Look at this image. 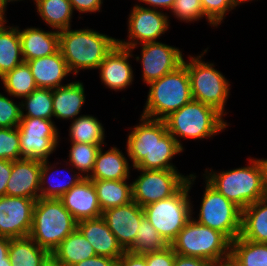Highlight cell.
Wrapping results in <instances>:
<instances>
[{"mask_svg":"<svg viewBox=\"0 0 267 266\" xmlns=\"http://www.w3.org/2000/svg\"><path fill=\"white\" fill-rule=\"evenodd\" d=\"M73 11H78L80 15H83L81 13L87 14V13H96L101 12L102 4L104 0H69Z\"/></svg>","mask_w":267,"mask_h":266,"instance_id":"44","label":"cell"},{"mask_svg":"<svg viewBox=\"0 0 267 266\" xmlns=\"http://www.w3.org/2000/svg\"><path fill=\"white\" fill-rule=\"evenodd\" d=\"M170 246L178 255L202 258L214 266L231 254V241L224 234L198 223L192 217Z\"/></svg>","mask_w":267,"mask_h":266,"instance_id":"7","label":"cell"},{"mask_svg":"<svg viewBox=\"0 0 267 266\" xmlns=\"http://www.w3.org/2000/svg\"><path fill=\"white\" fill-rule=\"evenodd\" d=\"M5 92L12 96L13 99H20L28 96L36 88V84L27 62H22L13 70L8 71L0 77Z\"/></svg>","mask_w":267,"mask_h":266,"instance_id":"34","label":"cell"},{"mask_svg":"<svg viewBox=\"0 0 267 266\" xmlns=\"http://www.w3.org/2000/svg\"><path fill=\"white\" fill-rule=\"evenodd\" d=\"M0 159L20 160V137L18 127L0 128Z\"/></svg>","mask_w":267,"mask_h":266,"instance_id":"41","label":"cell"},{"mask_svg":"<svg viewBox=\"0 0 267 266\" xmlns=\"http://www.w3.org/2000/svg\"><path fill=\"white\" fill-rule=\"evenodd\" d=\"M12 171V161L0 159V197L6 195L7 183Z\"/></svg>","mask_w":267,"mask_h":266,"instance_id":"45","label":"cell"},{"mask_svg":"<svg viewBox=\"0 0 267 266\" xmlns=\"http://www.w3.org/2000/svg\"><path fill=\"white\" fill-rule=\"evenodd\" d=\"M173 266H214V265L202 258L186 257L176 254Z\"/></svg>","mask_w":267,"mask_h":266,"instance_id":"48","label":"cell"},{"mask_svg":"<svg viewBox=\"0 0 267 266\" xmlns=\"http://www.w3.org/2000/svg\"><path fill=\"white\" fill-rule=\"evenodd\" d=\"M117 266H147V263L142 254H134L125 251L118 259Z\"/></svg>","mask_w":267,"mask_h":266,"instance_id":"46","label":"cell"},{"mask_svg":"<svg viewBox=\"0 0 267 266\" xmlns=\"http://www.w3.org/2000/svg\"><path fill=\"white\" fill-rule=\"evenodd\" d=\"M9 246L10 239L6 237H0V266H11L8 256Z\"/></svg>","mask_w":267,"mask_h":266,"instance_id":"50","label":"cell"},{"mask_svg":"<svg viewBox=\"0 0 267 266\" xmlns=\"http://www.w3.org/2000/svg\"><path fill=\"white\" fill-rule=\"evenodd\" d=\"M141 50L140 55L133 57L142 66V81L149 84L162 76L175 71L182 65L184 54L178 47L153 41L139 44L130 48L133 52L136 48Z\"/></svg>","mask_w":267,"mask_h":266,"instance_id":"13","label":"cell"},{"mask_svg":"<svg viewBox=\"0 0 267 266\" xmlns=\"http://www.w3.org/2000/svg\"><path fill=\"white\" fill-rule=\"evenodd\" d=\"M133 170L140 172V175L131 182L132 199L141 207L173 196L187 183L190 176H184L179 170L132 168Z\"/></svg>","mask_w":267,"mask_h":266,"instance_id":"11","label":"cell"},{"mask_svg":"<svg viewBox=\"0 0 267 266\" xmlns=\"http://www.w3.org/2000/svg\"><path fill=\"white\" fill-rule=\"evenodd\" d=\"M10 2L6 0H0V28L7 26L8 19L6 17L7 6Z\"/></svg>","mask_w":267,"mask_h":266,"instance_id":"52","label":"cell"},{"mask_svg":"<svg viewBox=\"0 0 267 266\" xmlns=\"http://www.w3.org/2000/svg\"><path fill=\"white\" fill-rule=\"evenodd\" d=\"M53 118L75 120L81 116V109L86 102L85 87L82 81L67 82L66 85L52 89ZM71 119V120H70Z\"/></svg>","mask_w":267,"mask_h":266,"instance_id":"24","label":"cell"},{"mask_svg":"<svg viewBox=\"0 0 267 266\" xmlns=\"http://www.w3.org/2000/svg\"><path fill=\"white\" fill-rule=\"evenodd\" d=\"M36 200L26 197H0V237L29 236Z\"/></svg>","mask_w":267,"mask_h":266,"instance_id":"14","label":"cell"},{"mask_svg":"<svg viewBox=\"0 0 267 266\" xmlns=\"http://www.w3.org/2000/svg\"><path fill=\"white\" fill-rule=\"evenodd\" d=\"M142 255L146 259L147 266H173L176 257V253L170 245L160 251L148 252Z\"/></svg>","mask_w":267,"mask_h":266,"instance_id":"43","label":"cell"},{"mask_svg":"<svg viewBox=\"0 0 267 266\" xmlns=\"http://www.w3.org/2000/svg\"><path fill=\"white\" fill-rule=\"evenodd\" d=\"M26 62L39 88L56 89L66 85L63 80H67L65 78L72 74L59 50L55 54Z\"/></svg>","mask_w":267,"mask_h":266,"instance_id":"21","label":"cell"},{"mask_svg":"<svg viewBox=\"0 0 267 266\" xmlns=\"http://www.w3.org/2000/svg\"><path fill=\"white\" fill-rule=\"evenodd\" d=\"M204 190L198 215L194 217L195 209L192 204V218L198 223L224 234L231 242L240 236L242 209L226 199L214 189L204 178Z\"/></svg>","mask_w":267,"mask_h":266,"instance_id":"9","label":"cell"},{"mask_svg":"<svg viewBox=\"0 0 267 266\" xmlns=\"http://www.w3.org/2000/svg\"><path fill=\"white\" fill-rule=\"evenodd\" d=\"M205 16L218 28L229 11L240 7L239 0H200Z\"/></svg>","mask_w":267,"mask_h":266,"instance_id":"40","label":"cell"},{"mask_svg":"<svg viewBox=\"0 0 267 266\" xmlns=\"http://www.w3.org/2000/svg\"><path fill=\"white\" fill-rule=\"evenodd\" d=\"M196 174L191 173L187 183L173 196L143 207L145 217L170 245L192 217V197L189 195Z\"/></svg>","mask_w":267,"mask_h":266,"instance_id":"8","label":"cell"},{"mask_svg":"<svg viewBox=\"0 0 267 266\" xmlns=\"http://www.w3.org/2000/svg\"><path fill=\"white\" fill-rule=\"evenodd\" d=\"M41 166V161L32 159L12 161V171L7 183L6 195L26 197L37 201L40 198Z\"/></svg>","mask_w":267,"mask_h":266,"instance_id":"18","label":"cell"},{"mask_svg":"<svg viewBox=\"0 0 267 266\" xmlns=\"http://www.w3.org/2000/svg\"><path fill=\"white\" fill-rule=\"evenodd\" d=\"M137 230V235L133 245L127 250L134 254H144L148 252L160 251L169 244L158 233L149 220L144 216Z\"/></svg>","mask_w":267,"mask_h":266,"instance_id":"37","label":"cell"},{"mask_svg":"<svg viewBox=\"0 0 267 266\" xmlns=\"http://www.w3.org/2000/svg\"><path fill=\"white\" fill-rule=\"evenodd\" d=\"M231 255L243 266H267V243L238 236L231 242Z\"/></svg>","mask_w":267,"mask_h":266,"instance_id":"36","label":"cell"},{"mask_svg":"<svg viewBox=\"0 0 267 266\" xmlns=\"http://www.w3.org/2000/svg\"><path fill=\"white\" fill-rule=\"evenodd\" d=\"M252 2V1H255V0H239L240 4H243V3H248V2Z\"/></svg>","mask_w":267,"mask_h":266,"instance_id":"55","label":"cell"},{"mask_svg":"<svg viewBox=\"0 0 267 266\" xmlns=\"http://www.w3.org/2000/svg\"><path fill=\"white\" fill-rule=\"evenodd\" d=\"M8 95L0 93V128H14L21 121V102L13 101Z\"/></svg>","mask_w":267,"mask_h":266,"instance_id":"42","label":"cell"},{"mask_svg":"<svg viewBox=\"0 0 267 266\" xmlns=\"http://www.w3.org/2000/svg\"><path fill=\"white\" fill-rule=\"evenodd\" d=\"M147 86V100L140 114L146 118L163 120L193 100L189 74L183 64Z\"/></svg>","mask_w":267,"mask_h":266,"instance_id":"5","label":"cell"},{"mask_svg":"<svg viewBox=\"0 0 267 266\" xmlns=\"http://www.w3.org/2000/svg\"><path fill=\"white\" fill-rule=\"evenodd\" d=\"M21 117H33L52 120V89L37 87L21 100Z\"/></svg>","mask_w":267,"mask_h":266,"instance_id":"35","label":"cell"},{"mask_svg":"<svg viewBox=\"0 0 267 266\" xmlns=\"http://www.w3.org/2000/svg\"><path fill=\"white\" fill-rule=\"evenodd\" d=\"M117 39L88 27L75 30L69 27L59 32V51L77 77L80 70H97Z\"/></svg>","mask_w":267,"mask_h":266,"instance_id":"1","label":"cell"},{"mask_svg":"<svg viewBox=\"0 0 267 266\" xmlns=\"http://www.w3.org/2000/svg\"><path fill=\"white\" fill-rule=\"evenodd\" d=\"M180 22L193 23L206 18L208 25L216 27L204 14L200 0H175L169 12Z\"/></svg>","mask_w":267,"mask_h":266,"instance_id":"39","label":"cell"},{"mask_svg":"<svg viewBox=\"0 0 267 266\" xmlns=\"http://www.w3.org/2000/svg\"><path fill=\"white\" fill-rule=\"evenodd\" d=\"M240 237L267 243V198L259 199L242 210Z\"/></svg>","mask_w":267,"mask_h":266,"instance_id":"27","label":"cell"},{"mask_svg":"<svg viewBox=\"0 0 267 266\" xmlns=\"http://www.w3.org/2000/svg\"><path fill=\"white\" fill-rule=\"evenodd\" d=\"M52 253L64 266H73L96 256L93 246L78 228L69 234Z\"/></svg>","mask_w":267,"mask_h":266,"instance_id":"29","label":"cell"},{"mask_svg":"<svg viewBox=\"0 0 267 266\" xmlns=\"http://www.w3.org/2000/svg\"><path fill=\"white\" fill-rule=\"evenodd\" d=\"M163 120L167 131L183 150V139L203 141L219 135L230 126L214 107L195 100L170 113Z\"/></svg>","mask_w":267,"mask_h":266,"instance_id":"2","label":"cell"},{"mask_svg":"<svg viewBox=\"0 0 267 266\" xmlns=\"http://www.w3.org/2000/svg\"><path fill=\"white\" fill-rule=\"evenodd\" d=\"M24 62L55 54L59 50V32L39 27L19 28Z\"/></svg>","mask_w":267,"mask_h":266,"instance_id":"23","label":"cell"},{"mask_svg":"<svg viewBox=\"0 0 267 266\" xmlns=\"http://www.w3.org/2000/svg\"><path fill=\"white\" fill-rule=\"evenodd\" d=\"M129 180H92L102 212L133 201Z\"/></svg>","mask_w":267,"mask_h":266,"instance_id":"30","label":"cell"},{"mask_svg":"<svg viewBox=\"0 0 267 266\" xmlns=\"http://www.w3.org/2000/svg\"><path fill=\"white\" fill-rule=\"evenodd\" d=\"M40 266H64L59 259L53 254L49 253L41 262Z\"/></svg>","mask_w":267,"mask_h":266,"instance_id":"53","label":"cell"},{"mask_svg":"<svg viewBox=\"0 0 267 266\" xmlns=\"http://www.w3.org/2000/svg\"><path fill=\"white\" fill-rule=\"evenodd\" d=\"M216 266H243L231 254L223 258Z\"/></svg>","mask_w":267,"mask_h":266,"instance_id":"54","label":"cell"},{"mask_svg":"<svg viewBox=\"0 0 267 266\" xmlns=\"http://www.w3.org/2000/svg\"><path fill=\"white\" fill-rule=\"evenodd\" d=\"M168 13L137 4L131 7L127 20V39H117V44L132 48L142 43L159 41L170 27Z\"/></svg>","mask_w":267,"mask_h":266,"instance_id":"12","label":"cell"},{"mask_svg":"<svg viewBox=\"0 0 267 266\" xmlns=\"http://www.w3.org/2000/svg\"><path fill=\"white\" fill-rule=\"evenodd\" d=\"M258 165L261 170L262 175V186L264 190L265 198H267V159L265 158H257Z\"/></svg>","mask_w":267,"mask_h":266,"instance_id":"51","label":"cell"},{"mask_svg":"<svg viewBox=\"0 0 267 266\" xmlns=\"http://www.w3.org/2000/svg\"><path fill=\"white\" fill-rule=\"evenodd\" d=\"M77 221L60 199L39 198L34 205L29 237L52 253L75 229Z\"/></svg>","mask_w":267,"mask_h":266,"instance_id":"4","label":"cell"},{"mask_svg":"<svg viewBox=\"0 0 267 266\" xmlns=\"http://www.w3.org/2000/svg\"><path fill=\"white\" fill-rule=\"evenodd\" d=\"M77 228L93 246L96 255L118 260L125 252L102 216L79 221Z\"/></svg>","mask_w":267,"mask_h":266,"instance_id":"20","label":"cell"},{"mask_svg":"<svg viewBox=\"0 0 267 266\" xmlns=\"http://www.w3.org/2000/svg\"><path fill=\"white\" fill-rule=\"evenodd\" d=\"M137 1L138 3L136 4L139 6L145 7L146 5L147 6L146 8H152L163 12L164 10H166V12L168 10L170 11L175 3V0H137Z\"/></svg>","mask_w":267,"mask_h":266,"instance_id":"49","label":"cell"},{"mask_svg":"<svg viewBox=\"0 0 267 266\" xmlns=\"http://www.w3.org/2000/svg\"><path fill=\"white\" fill-rule=\"evenodd\" d=\"M60 200L77 222L102 216L95 186L89 178L79 181Z\"/></svg>","mask_w":267,"mask_h":266,"instance_id":"19","label":"cell"},{"mask_svg":"<svg viewBox=\"0 0 267 266\" xmlns=\"http://www.w3.org/2000/svg\"><path fill=\"white\" fill-rule=\"evenodd\" d=\"M63 162H64V166L66 164V167L68 166V168H63L61 171L63 170L64 172L67 171L68 173L66 172V174H69L72 171L71 174H69V177L64 178V181H60L61 179L58 180V178L61 175V172L59 173L58 170L61 167H58L57 169V165L58 164L61 165L62 163L61 161L60 163L59 161L56 163L54 162V164L49 162V160L42 162L41 178H40V197L41 198L60 199L67 191H69L74 185H76L79 181H81L84 178L75 169H73V167L69 163L65 161ZM52 177H54V179Z\"/></svg>","mask_w":267,"mask_h":266,"instance_id":"25","label":"cell"},{"mask_svg":"<svg viewBox=\"0 0 267 266\" xmlns=\"http://www.w3.org/2000/svg\"><path fill=\"white\" fill-rule=\"evenodd\" d=\"M69 140L70 142L88 143L107 146L105 140L104 124L100 120L89 114H81L75 120L70 121Z\"/></svg>","mask_w":267,"mask_h":266,"instance_id":"31","label":"cell"},{"mask_svg":"<svg viewBox=\"0 0 267 266\" xmlns=\"http://www.w3.org/2000/svg\"><path fill=\"white\" fill-rule=\"evenodd\" d=\"M49 252L39 247L29 236L10 239L8 256L11 266H40Z\"/></svg>","mask_w":267,"mask_h":266,"instance_id":"33","label":"cell"},{"mask_svg":"<svg viewBox=\"0 0 267 266\" xmlns=\"http://www.w3.org/2000/svg\"><path fill=\"white\" fill-rule=\"evenodd\" d=\"M101 146L97 152L95 164L90 180H129L131 164L129 158L116 146L103 150Z\"/></svg>","mask_w":267,"mask_h":266,"instance_id":"22","label":"cell"},{"mask_svg":"<svg viewBox=\"0 0 267 266\" xmlns=\"http://www.w3.org/2000/svg\"><path fill=\"white\" fill-rule=\"evenodd\" d=\"M248 159L246 166L220 172L207 168L202 174L214 189L242 210L265 197L258 160L251 156Z\"/></svg>","mask_w":267,"mask_h":266,"instance_id":"3","label":"cell"},{"mask_svg":"<svg viewBox=\"0 0 267 266\" xmlns=\"http://www.w3.org/2000/svg\"><path fill=\"white\" fill-rule=\"evenodd\" d=\"M70 145L68 159L64 161L69 163L84 178H88L93 171L100 146L77 142H70Z\"/></svg>","mask_w":267,"mask_h":266,"instance_id":"38","label":"cell"},{"mask_svg":"<svg viewBox=\"0 0 267 266\" xmlns=\"http://www.w3.org/2000/svg\"><path fill=\"white\" fill-rule=\"evenodd\" d=\"M144 216L143 207L134 201L102 212V217L108 228L116 236L124 251H127L133 245L138 226Z\"/></svg>","mask_w":267,"mask_h":266,"instance_id":"16","label":"cell"},{"mask_svg":"<svg viewBox=\"0 0 267 266\" xmlns=\"http://www.w3.org/2000/svg\"><path fill=\"white\" fill-rule=\"evenodd\" d=\"M129 129L125 151L135 168L154 148V119L140 115L139 123Z\"/></svg>","mask_w":267,"mask_h":266,"instance_id":"26","label":"cell"},{"mask_svg":"<svg viewBox=\"0 0 267 266\" xmlns=\"http://www.w3.org/2000/svg\"><path fill=\"white\" fill-rule=\"evenodd\" d=\"M132 57L134 54L129 48L116 44L97 69L101 84L115 92L126 90L134 84L135 72L129 62Z\"/></svg>","mask_w":267,"mask_h":266,"instance_id":"15","label":"cell"},{"mask_svg":"<svg viewBox=\"0 0 267 266\" xmlns=\"http://www.w3.org/2000/svg\"><path fill=\"white\" fill-rule=\"evenodd\" d=\"M35 10L52 30L62 31L72 27L73 8L69 0H35Z\"/></svg>","mask_w":267,"mask_h":266,"instance_id":"28","label":"cell"},{"mask_svg":"<svg viewBox=\"0 0 267 266\" xmlns=\"http://www.w3.org/2000/svg\"><path fill=\"white\" fill-rule=\"evenodd\" d=\"M183 151L167 131L164 120L154 119V148L134 169L178 170L172 160Z\"/></svg>","mask_w":267,"mask_h":266,"instance_id":"17","label":"cell"},{"mask_svg":"<svg viewBox=\"0 0 267 266\" xmlns=\"http://www.w3.org/2000/svg\"><path fill=\"white\" fill-rule=\"evenodd\" d=\"M18 1L20 2V1H23V0H11V3H14V2L16 3ZM32 1L34 2L35 0H32Z\"/></svg>","mask_w":267,"mask_h":266,"instance_id":"56","label":"cell"},{"mask_svg":"<svg viewBox=\"0 0 267 266\" xmlns=\"http://www.w3.org/2000/svg\"><path fill=\"white\" fill-rule=\"evenodd\" d=\"M20 137L21 159L47 161L60 147V130L54 119L21 117L17 126Z\"/></svg>","mask_w":267,"mask_h":266,"instance_id":"10","label":"cell"},{"mask_svg":"<svg viewBox=\"0 0 267 266\" xmlns=\"http://www.w3.org/2000/svg\"><path fill=\"white\" fill-rule=\"evenodd\" d=\"M117 259H112L105 256L96 255L73 266H117Z\"/></svg>","mask_w":267,"mask_h":266,"instance_id":"47","label":"cell"},{"mask_svg":"<svg viewBox=\"0 0 267 266\" xmlns=\"http://www.w3.org/2000/svg\"><path fill=\"white\" fill-rule=\"evenodd\" d=\"M209 48L202 50L201 54L188 55L183 59L187 68L193 100L214 107L224 117L228 114L226 103L230 97L231 84L223 73L216 69L214 62L204 61V55Z\"/></svg>","mask_w":267,"mask_h":266,"instance_id":"6","label":"cell"},{"mask_svg":"<svg viewBox=\"0 0 267 266\" xmlns=\"http://www.w3.org/2000/svg\"><path fill=\"white\" fill-rule=\"evenodd\" d=\"M24 62L18 26L0 28V77Z\"/></svg>","mask_w":267,"mask_h":266,"instance_id":"32","label":"cell"}]
</instances>
